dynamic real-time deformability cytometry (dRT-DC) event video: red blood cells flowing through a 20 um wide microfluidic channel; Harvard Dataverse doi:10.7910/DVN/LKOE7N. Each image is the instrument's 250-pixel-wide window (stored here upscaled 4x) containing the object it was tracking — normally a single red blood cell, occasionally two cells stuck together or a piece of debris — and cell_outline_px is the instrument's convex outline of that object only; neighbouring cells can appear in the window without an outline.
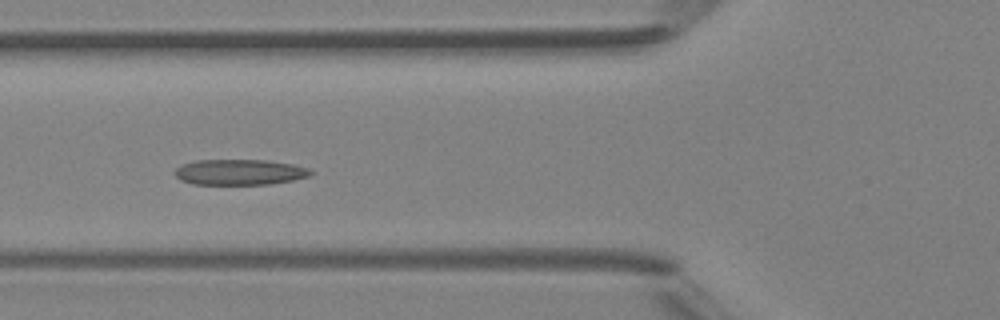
{"species": "Egyptian fruit bat (a non-hibernating species)", "species_latin": "Rousettus aegyptiacus", "temperature_condition": "room temperature", "stored_images_in_passage": 6, "camera_frame_rate_fps": 3000, "um_per_image_px": 0.085, "animal": {"sex": "female"}, "frame": {"image": 1, "passage_image": 6, "time_ms": 5.667, "image_size_px": [1000, 320], "cell_outline_px": [[312, 172], [308, 176], [292, 180], [272, 184], [192, 184], [180, 180], [172, 172], [180, 164], [196, 160], [268, 160], [292, 164], [308, 168]], "centroid_in_image_um": [20.31, 14.63], "position_along_channel_um": 105.5, "area_um2": 20.35}}